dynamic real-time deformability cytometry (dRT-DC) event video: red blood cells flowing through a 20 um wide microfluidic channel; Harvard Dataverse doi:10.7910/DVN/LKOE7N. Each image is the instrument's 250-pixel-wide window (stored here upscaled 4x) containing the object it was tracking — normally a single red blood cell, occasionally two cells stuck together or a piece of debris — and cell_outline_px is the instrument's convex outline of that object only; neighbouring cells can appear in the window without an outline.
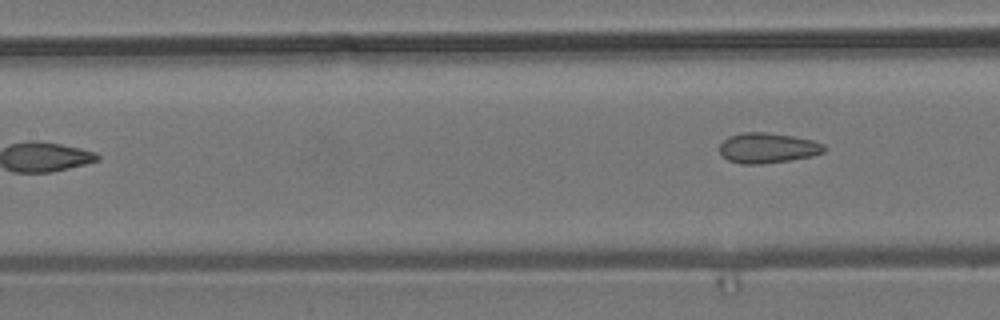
{"species": "common noctule bat (a hibernating species)", "species_latin": "Nyctalus noctula", "temperature_condition": "room temperature", "stored_images_in_passage": 7, "camera_frame_rate_fps": 3000, "um_per_image_px": 0.085, "animal": {"sex": "male", "body_mass_g": 19.2, "forearm_length_mm": 51.8}, "frame": {"image": 1, "passage_image": 7, "time_ms": 2.0, "image_size_px": [1000, 320], "cell_outline_px": [[828, 148], [824, 152], [812, 156], [792, 160], [760, 164], [740, 164], [728, 160], [720, 152], [720, 144], [728, 136], [744, 132], [764, 132], [792, 136], [812, 140], [824, 144]], "centroid_in_image_um": [65.27, 12.58], "position_along_channel_um": 142.1, "area_um2": 18.5}}